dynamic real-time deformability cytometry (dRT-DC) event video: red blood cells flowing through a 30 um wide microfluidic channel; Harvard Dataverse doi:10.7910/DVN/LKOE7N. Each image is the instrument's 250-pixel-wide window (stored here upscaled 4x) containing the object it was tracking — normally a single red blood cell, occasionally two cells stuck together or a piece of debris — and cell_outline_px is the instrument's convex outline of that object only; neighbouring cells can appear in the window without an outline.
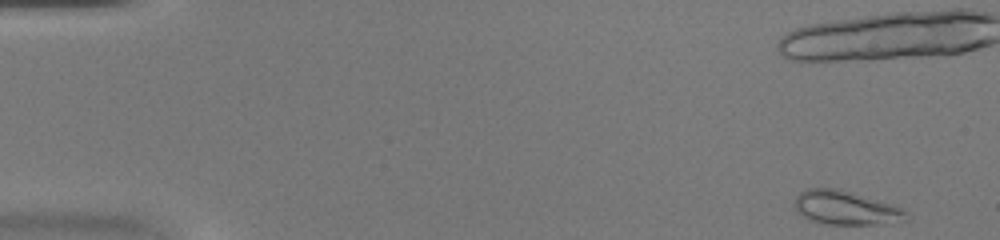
{"species": "common noctule bat (a hibernating species)", "species_latin": "Nyctalus noctula", "temperature_condition": "warm", "stored_images_in_passage": 16, "camera_frame_rate_fps": 3000, "um_per_image_px": 0.085, "animal": {"sex": "female", "body_mass_g": 20.0, "forearm_length_mm": 54.0}, "frame": {"image": 1, "passage_image": 1, "time_ms": 0.0, "image_size_px": [1000, 240], "cell_outline_px": [[908, 220], [892, 224], [824, 224], [808, 220], [792, 204], [796, 196], [800, 192], [808, 188], [840, 188], [900, 208], [908, 212]], "centroid_in_image_um": [71.88, 17.68], "position_along_channel_um": 13.1, "area_um2": 22.08}}